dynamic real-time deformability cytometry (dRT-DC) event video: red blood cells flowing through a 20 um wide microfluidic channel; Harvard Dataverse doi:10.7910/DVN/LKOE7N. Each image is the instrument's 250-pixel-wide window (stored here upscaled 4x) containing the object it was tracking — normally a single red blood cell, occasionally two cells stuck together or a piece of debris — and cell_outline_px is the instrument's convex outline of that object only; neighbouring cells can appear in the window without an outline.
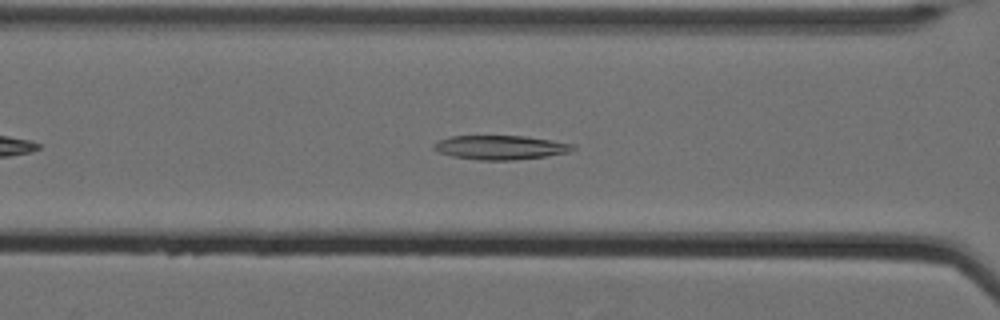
{"species": "Egyptian fruit bat (a non-hibernating species)", "species_latin": "Rousettus aegyptiacus", "temperature_condition": "cold", "stored_images_in_passage": 43, "camera_frame_rate_fps": 3000, "um_per_image_px": 0.085, "animal": {"sex": "female"}, "frame": {"image": 1, "passage_image": 11, "time_ms": 3.333, "image_size_px": [1000, 320], "cell_outline_px": [[576, 148], [568, 152], [544, 156], [512, 160], [480, 160], [452, 156], [436, 152], [432, 148], [432, 144], [436, 140], [452, 136], [524, 136], [552, 140], [572, 144]], "centroid_in_image_um": [42.45, 12.53], "position_along_channel_um": 124.1, "area_um2": 19.54}}
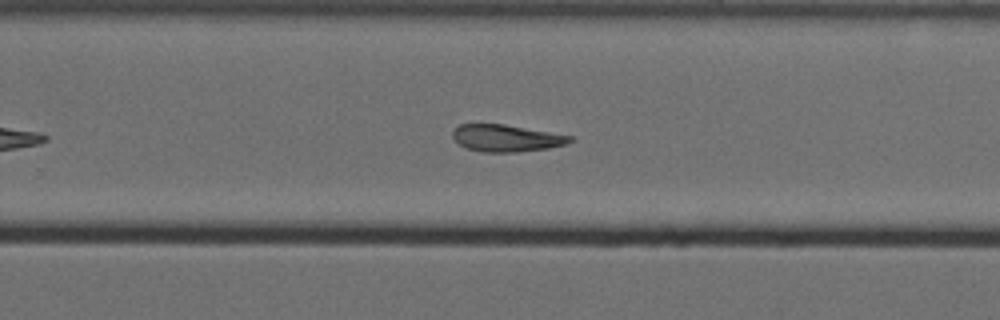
{"frame": {"image": 2, "passage_image": 25, "time_ms": 8.0, "image_size_px": [1000, 320], "cell_outline_px": [[576, 140], [564, 144], [548, 148], [516, 152], [484, 152], [464, 148], [452, 136], [452, 132], [460, 124], [504, 124], [572, 136]], "centroid_in_image_um": [43.03, 11.74], "position_along_channel_um": 286.8, "area_um2": 18.32}}
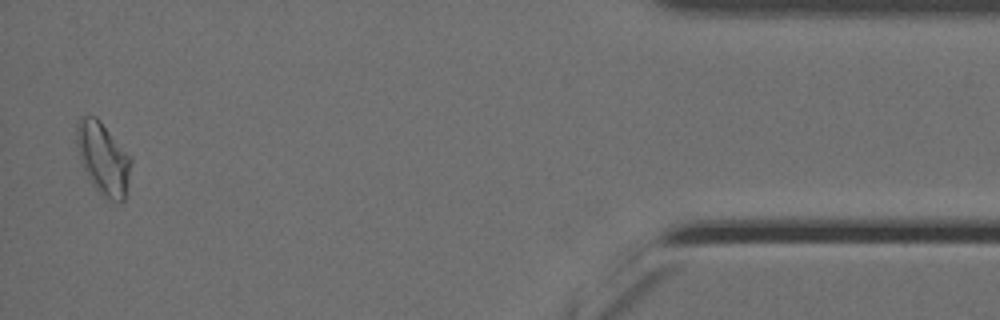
{"frame": {"image": 3, "passage_image": 42, "time_ms": 13.667, "image_size_px": [1000, 320], "cell_outline_px": [[132, 160], [128, 188], [124, 200], [120, 204], [116, 204], [104, 200], [92, 184], [84, 168], [76, 144], [76, 124], [80, 116], [96, 116], [100, 120], [132, 156]], "centroid_in_image_um": [8.81, 13.52], "position_along_channel_um": 426.4, "area_um2": 23.52}}